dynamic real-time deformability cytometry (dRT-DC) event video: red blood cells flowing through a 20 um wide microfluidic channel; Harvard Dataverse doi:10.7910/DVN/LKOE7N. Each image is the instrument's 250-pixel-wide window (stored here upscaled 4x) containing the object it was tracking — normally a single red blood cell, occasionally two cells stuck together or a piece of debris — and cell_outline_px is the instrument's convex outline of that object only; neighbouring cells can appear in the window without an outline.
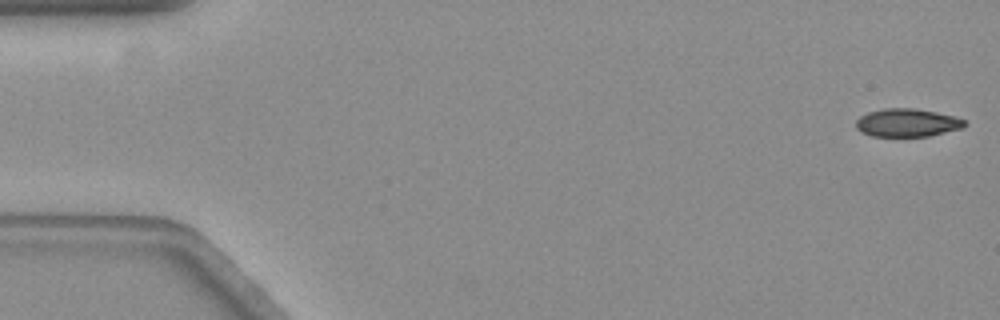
{"species": "common noctule bat (a hibernating species)", "species_latin": "Nyctalus noctula", "temperature_condition": "warm", "stored_images_in_passage": 44, "camera_frame_rate_fps": 3000, "um_per_image_px": 0.085, "animal": {"sex": "female", "body_mass_g": 19.3, "forearm_length_mm": 54.1}, "frame": {"image": 1, "passage_image": 1, "time_ms": 0.0, "image_size_px": [1000, 320], "cell_outline_px": [[968, 124], [964, 128], [928, 136], [872, 136], [860, 132], [856, 128], [856, 120], [860, 116], [868, 112], [884, 108], [916, 108], [936, 112], [952, 116], [964, 120]], "centroid_in_image_um": [77.1, 10.43], "position_along_channel_um": 7.9, "area_um2": 17.86}}
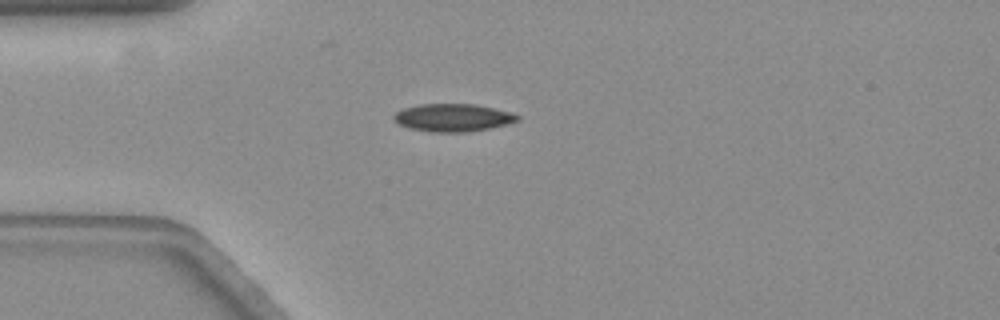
{"frame": {"image": 2, "passage_image": 15, "time_ms": 4.667, "image_size_px": [1000, 320], "cell_outline_px": [[520, 120], [488, 128], [468, 132], [428, 132], [408, 128], [400, 124], [392, 116], [396, 112], [404, 108], [420, 104], [476, 104], [512, 112], [520, 116]], "centroid_in_image_um": [38.5, 10.0], "position_along_channel_um": 46.5, "area_um2": 19.94}}
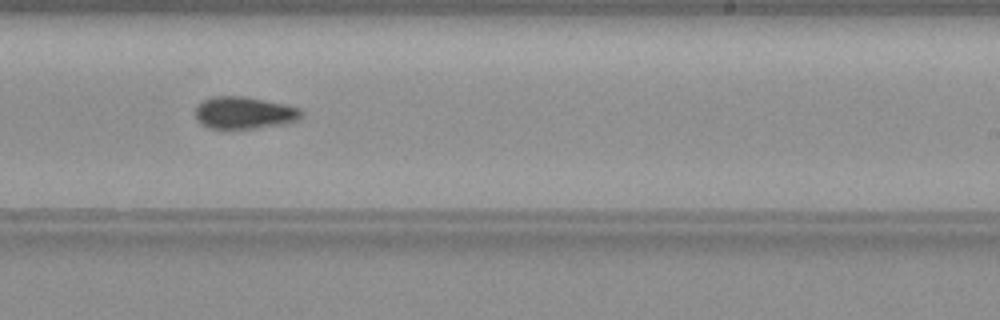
{"frame": {"image": 3, "passage_image": 35, "time_ms": 11.333, "image_size_px": [1000, 320], "cell_outline_px": [[304, 112], [300, 120], [280, 124], [256, 128], [208, 128], [200, 124], [196, 120], [196, 104], [212, 96], [244, 96], [284, 104], [300, 108]], "centroid_in_image_um": [20.74, 9.58], "position_along_channel_um": 268.3, "area_um2": 19.94}, "authors_computed_cell_mechanics": {"area_um2": 19.7098, "velocity_mm_per_s": 3.5504, "shape_relaxation_time_tau1_ms": 10.5172, "shape_relaxation_time_tau2_ms": null, "deformation_change_tau1": 0.205, "deformation_change_tau2": null}}